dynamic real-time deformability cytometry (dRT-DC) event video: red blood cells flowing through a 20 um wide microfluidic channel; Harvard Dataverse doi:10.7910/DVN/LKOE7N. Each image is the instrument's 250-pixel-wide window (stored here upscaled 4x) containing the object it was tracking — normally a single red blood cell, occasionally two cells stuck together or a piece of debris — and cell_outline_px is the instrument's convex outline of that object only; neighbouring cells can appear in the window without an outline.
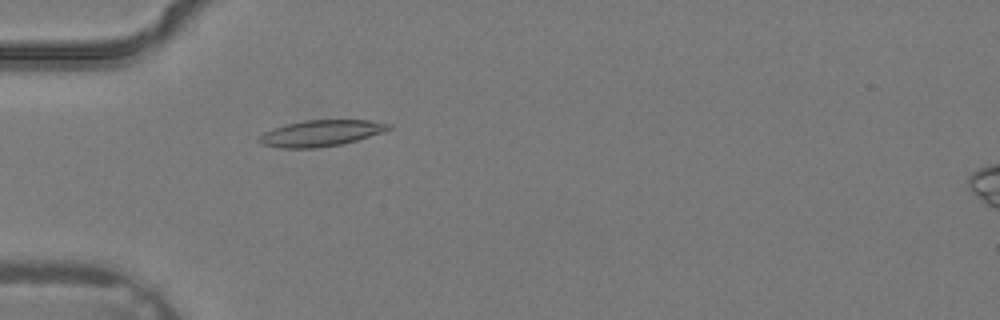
{"species": "common noctule bat (a hibernating species)", "species_latin": "Nyctalus noctula", "temperature_condition": "warm", "stored_images_in_passage": 5, "camera_frame_rate_fps": 3000, "um_per_image_px": 0.085, "animal": {"sex": "male", "body_mass_g": 19.2, "forearm_length_mm": 51.8}, "frame": {"image": 1, "passage_image": 4, "time_ms": 1.0, "image_size_px": [1000, 320], "cell_outline_px": [[392, 128], [384, 132], [356, 140], [340, 144], [316, 148], [280, 148], [260, 144], [256, 140], [264, 132], [272, 128], [304, 120], [368, 120], [392, 124]], "centroid_in_image_um": [27.26, 11.32], "position_along_channel_um": 57.7, "area_um2": 19.77}}